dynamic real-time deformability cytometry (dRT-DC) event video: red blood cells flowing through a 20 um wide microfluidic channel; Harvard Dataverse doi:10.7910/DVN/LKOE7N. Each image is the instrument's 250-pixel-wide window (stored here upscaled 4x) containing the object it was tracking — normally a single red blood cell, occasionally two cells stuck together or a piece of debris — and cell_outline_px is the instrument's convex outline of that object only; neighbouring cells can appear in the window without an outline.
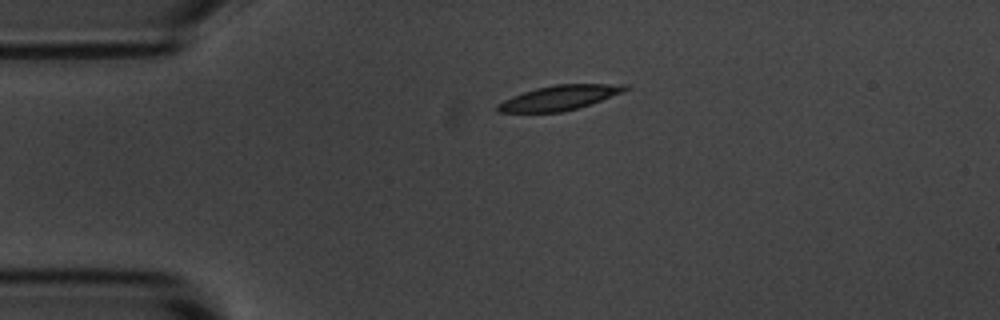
{"species": "common noctule bat (a hibernating species)", "species_latin": "Nyctalus noctula", "temperature_condition": "room temperature", "stored_images_in_passage": 3, "segment_of_instrument_passage": [1, 2], "camera_frame_rate_fps": 3000, "um_per_image_px": 0.085, "animal": {"sex": "male", "body_mass_g": 20.1, "forearm_length_mm": 53.5}, "frame": {"image": 1, "passage_image": 1, "time_ms": 0.0, "image_size_px": [1000, 320], "cell_outline_px": [[632, 88], [624, 92], [576, 108], [560, 112], [496, 112], [496, 104], [512, 96], [536, 88], [556, 84], [628, 84]], "centroid_in_image_um": [47.56, 8.29], "position_along_channel_um": 37.4, "area_um2": 18.26}}